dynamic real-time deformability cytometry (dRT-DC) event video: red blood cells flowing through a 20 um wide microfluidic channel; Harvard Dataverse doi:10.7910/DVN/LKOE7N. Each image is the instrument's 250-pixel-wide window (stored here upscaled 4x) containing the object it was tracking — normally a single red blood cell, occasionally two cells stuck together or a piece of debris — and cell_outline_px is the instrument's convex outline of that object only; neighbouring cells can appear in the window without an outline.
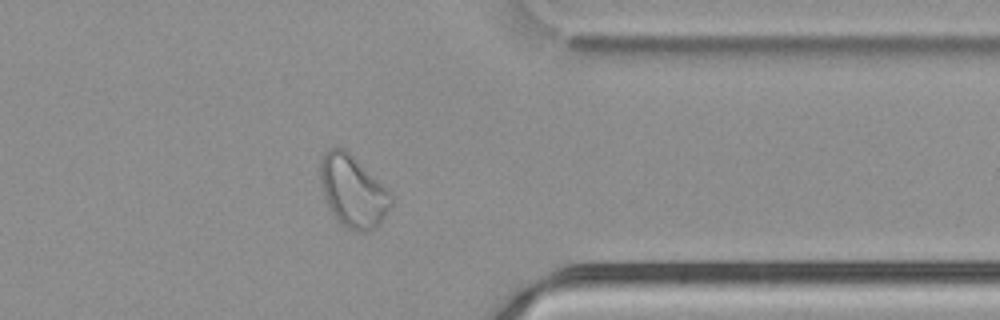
{"species": "common noctule bat (a hibernating species)", "species_latin": "Nyctalus noctula", "temperature_condition": "cold", "stored_images_in_passage": 37, "camera_frame_rate_fps": 3000, "um_per_image_px": 0.085, "animal": {"sex": "male", "body_mass_g": 21.5, "forearm_length_mm": 52.0}, "frame": {"image": 1, "passage_image": 27, "time_ms": 8.667, "image_size_px": [1000, 320], "cell_outline_px": [[392, 204], [376, 228], [368, 232], [356, 232], [348, 228], [336, 220], [324, 196], [320, 180], [320, 160], [324, 152], [328, 148], [344, 148], [388, 188], [392, 196]], "centroid_in_image_um": [30.0, 16.26], "position_along_channel_um": 381.4, "area_um2": 29.65}}